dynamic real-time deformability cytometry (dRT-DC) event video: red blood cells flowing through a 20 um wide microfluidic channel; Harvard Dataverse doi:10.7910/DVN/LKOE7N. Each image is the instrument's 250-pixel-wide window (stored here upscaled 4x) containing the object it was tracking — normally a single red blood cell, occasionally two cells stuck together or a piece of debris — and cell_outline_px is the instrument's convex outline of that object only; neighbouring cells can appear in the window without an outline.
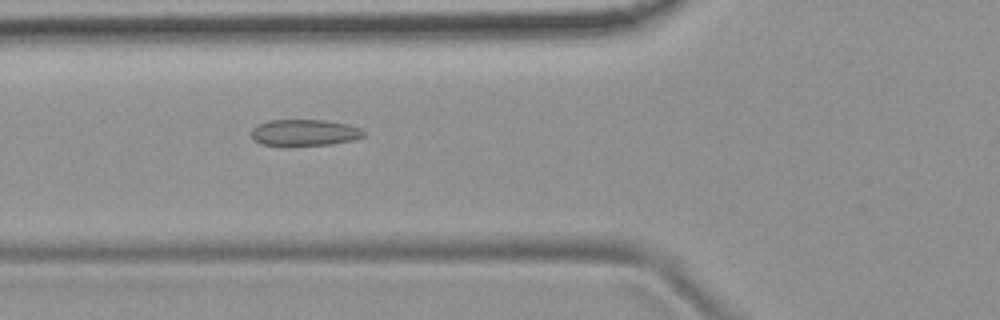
{"species": "common noctule bat (a hibernating species)", "species_latin": "Nyctalus noctula", "temperature_condition": "room temperature", "stored_images_in_passage": 5, "camera_frame_rate_fps": 3000, "um_per_image_px": 0.085, "animal": {"sex": "female", "body_mass_g": 19.9}, "frame": {"image": 1, "passage_image": 5, "time_ms": 4.667, "image_size_px": [1000, 320], "cell_outline_px": [[364, 136], [352, 140], [332, 144], [260, 144], [252, 140], [252, 128], [268, 120], [324, 120], [348, 124], [360, 128], [364, 132]], "centroid_in_image_um": [25.89, 11.25], "position_along_channel_um": 99.9, "area_um2": 16.88}}